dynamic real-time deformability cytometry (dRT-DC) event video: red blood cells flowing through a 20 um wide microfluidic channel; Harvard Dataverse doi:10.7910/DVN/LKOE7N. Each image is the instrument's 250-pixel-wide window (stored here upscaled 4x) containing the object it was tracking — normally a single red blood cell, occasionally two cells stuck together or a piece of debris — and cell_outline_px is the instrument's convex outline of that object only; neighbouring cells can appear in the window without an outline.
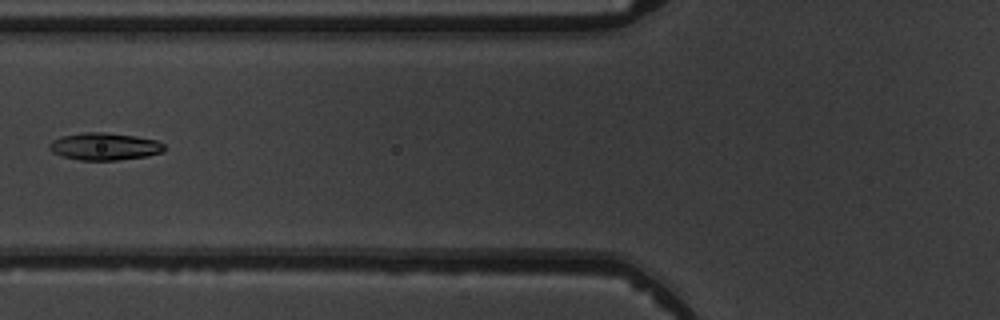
{"species": "common noctule bat (a hibernating species)", "species_latin": "Nyctalus noctula", "temperature_condition": "warm", "stored_images_in_passage": 6, "camera_frame_rate_fps": 3000, "um_per_image_px": 0.085, "animal": {"sex": "male", "body_mass_g": 19.5, "forearm_length_mm": 54.6}, "frame": {"image": 1, "passage_image": 6, "time_ms": 6.0, "image_size_px": [1000, 320], "cell_outline_px": [[164, 152], [144, 156], [116, 160], [80, 160], [64, 156], [52, 152], [48, 148], [48, 144], [52, 140], [60, 136], [84, 132], [104, 132], [136, 136], [156, 140], [164, 144]], "centroid_in_image_um": [8.86, 12.44], "position_along_channel_um": 116.9, "area_um2": 18.26}}